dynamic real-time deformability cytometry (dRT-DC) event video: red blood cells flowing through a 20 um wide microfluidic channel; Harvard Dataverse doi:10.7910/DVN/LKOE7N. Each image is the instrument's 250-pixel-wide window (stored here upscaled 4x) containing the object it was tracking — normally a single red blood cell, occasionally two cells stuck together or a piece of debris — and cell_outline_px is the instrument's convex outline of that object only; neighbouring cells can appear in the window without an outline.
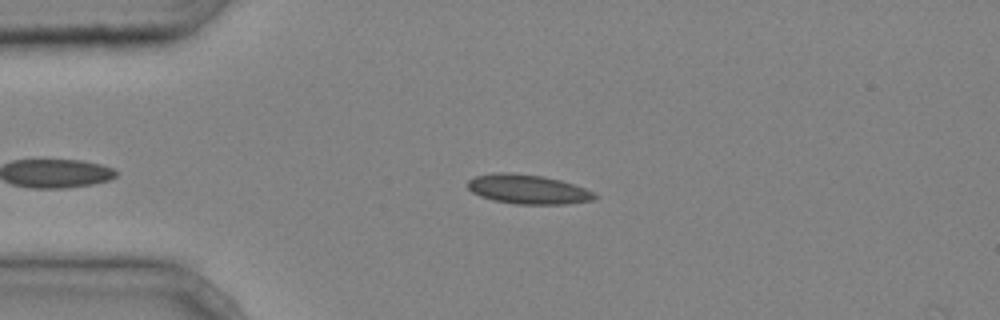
{"species": "common noctule bat (a hibernating species)", "species_latin": "Nyctalus noctula", "temperature_condition": "cold", "stored_images_in_passage": 5, "camera_frame_rate_fps": 3000, "um_per_image_px": 0.085, "animal": {"sex": "male", "body_mass_g": 20.4}, "frame": {"image": 1, "passage_image": 3, "time_ms": 0.667, "image_size_px": [1000, 320], "cell_outline_px": [[600, 196], [596, 200], [568, 204], [516, 204], [492, 200], [480, 196], [472, 192], [468, 188], [468, 180], [476, 176], [500, 172], [508, 172], [544, 176], [560, 180], [584, 188]], "centroid_in_image_um": [44.9, 16.1], "position_along_channel_um": 40.1, "area_um2": 21.79}}